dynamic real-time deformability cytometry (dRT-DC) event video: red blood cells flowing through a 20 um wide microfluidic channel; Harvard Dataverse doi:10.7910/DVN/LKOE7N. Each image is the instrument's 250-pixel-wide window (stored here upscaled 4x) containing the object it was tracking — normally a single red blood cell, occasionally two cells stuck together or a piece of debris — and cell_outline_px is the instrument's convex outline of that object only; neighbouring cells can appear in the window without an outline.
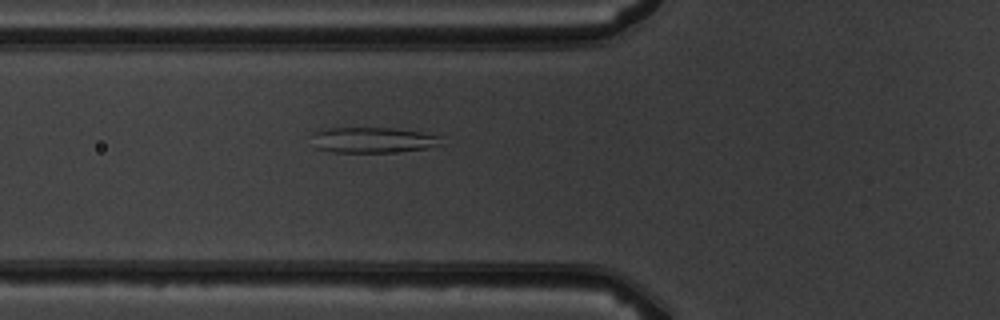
{"species": "common noctule bat (a hibernating species)", "species_latin": "Nyctalus noctula", "temperature_condition": "warm", "stored_images_in_passage": 2, "camera_frame_rate_fps": 3000, "um_per_image_px": 0.085, "animal": {"sex": "male", "body_mass_g": 19.5, "forearm_length_mm": 54.6}, "frame": {"image": 1, "passage_image": 2, "time_ms": 1.0, "image_size_px": [1000, 320], "cell_outline_px": [[444, 144], [428, 148], [388, 152], [332, 152], [316, 148], [312, 132], [328, 128], [392, 128], [420, 132], [440, 136]], "centroid_in_image_um": [31.71, 11.9], "position_along_channel_um": 94.1, "area_um2": 19.19}}